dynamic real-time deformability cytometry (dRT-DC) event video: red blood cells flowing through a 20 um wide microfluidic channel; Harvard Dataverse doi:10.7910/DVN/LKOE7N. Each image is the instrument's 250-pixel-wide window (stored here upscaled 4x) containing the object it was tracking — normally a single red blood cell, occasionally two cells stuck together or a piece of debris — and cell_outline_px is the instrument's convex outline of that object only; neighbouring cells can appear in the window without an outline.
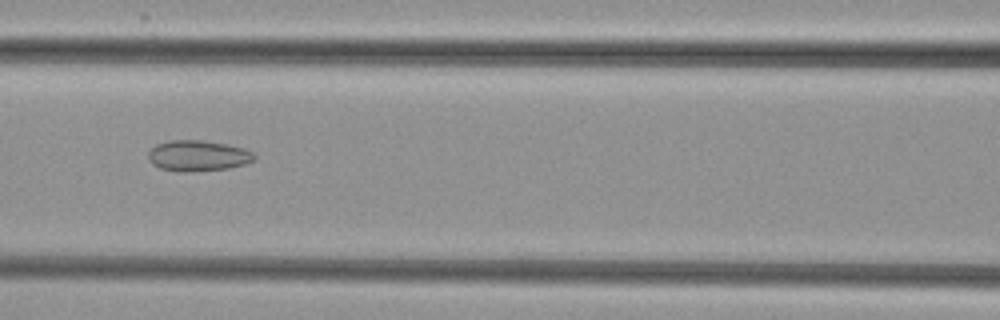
{"species": "common noctule bat (a hibernating species)", "species_latin": "Nyctalus noctula", "temperature_condition": "cold", "stored_images_in_passage": 8, "camera_frame_rate_fps": 3000, "um_per_image_px": 0.085, "animal": {"sex": "female", "body_mass_g": 29.2, "forearm_length_mm": 56.3}, "frame": {"image": 1, "passage_image": 6, "time_ms": 6.667, "image_size_px": [1000, 320], "cell_outline_px": [[256, 160], [244, 164], [228, 168], [188, 172], [180, 172], [160, 168], [152, 164], [148, 160], [148, 152], [156, 144], [168, 140], [200, 140], [224, 144], [244, 148], [252, 152], [256, 156]], "centroid_in_image_um": [16.8, 13.24], "position_along_channel_um": 149.8, "area_um2": 19.07}}
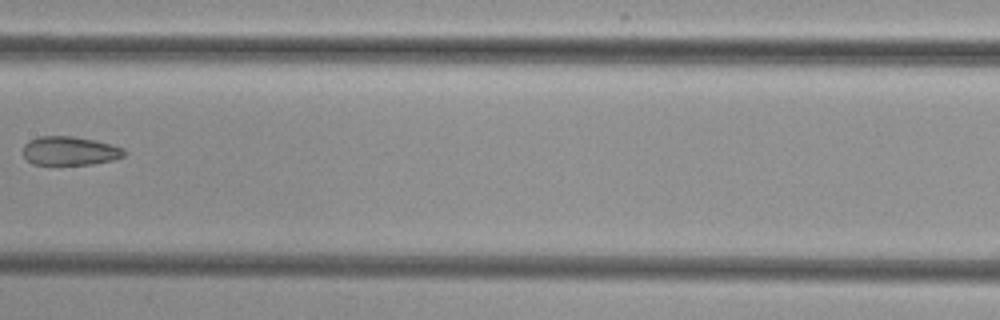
{"frame": {"image": 2, "passage_image": 7, "time_ms": 8.0, "image_size_px": [1000, 320], "cell_outline_px": [[124, 156], [112, 160], [92, 164], [32, 164], [24, 156], [24, 144], [28, 140], [40, 136], [72, 136], [96, 140], [112, 144], [124, 148]], "centroid_in_image_um": [5.94, 12.81], "position_along_channel_um": 201.5, "area_um2": 16.94}}
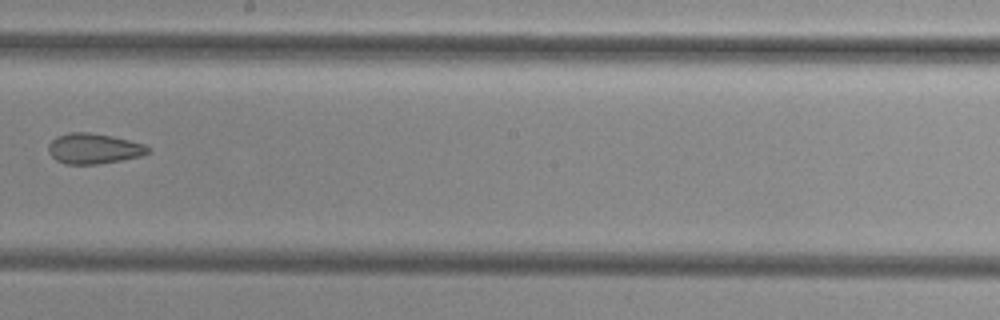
{"frame": {"image": 3, "passage_image": 8, "time_ms": 9.0, "image_size_px": [1000, 320], "cell_outline_px": [[148, 152], [140, 156], [120, 160], [96, 164], [64, 164], [56, 160], [48, 152], [48, 144], [56, 136], [68, 132], [88, 132], [112, 136], [144, 144], [148, 148]], "centroid_in_image_um": [7.9, 12.62], "position_along_channel_um": 240.3, "area_um2": 17.51}}